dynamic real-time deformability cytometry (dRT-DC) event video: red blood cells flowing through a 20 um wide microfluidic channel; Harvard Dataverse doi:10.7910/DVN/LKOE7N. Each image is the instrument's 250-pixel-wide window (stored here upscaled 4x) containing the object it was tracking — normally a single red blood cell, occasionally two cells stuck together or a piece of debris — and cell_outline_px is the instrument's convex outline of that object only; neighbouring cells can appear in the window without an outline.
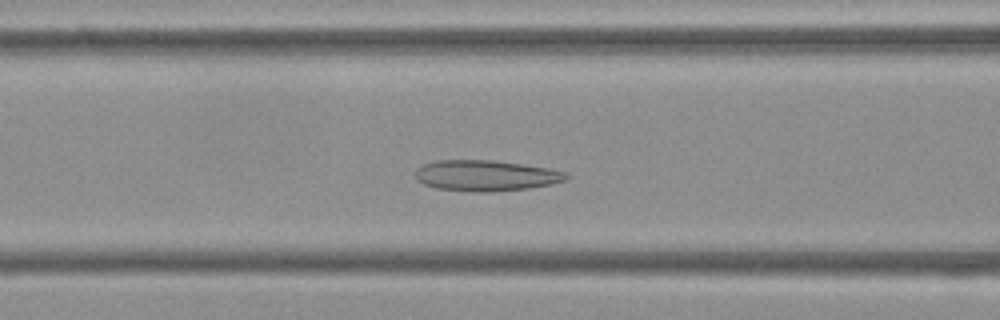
{"species": "Egyptian fruit bat (a non-hibernating species)", "species_latin": "Rousettus aegyptiacus", "temperature_condition": "cold", "stored_images_in_passage": 39, "camera_frame_rate_fps": 3000, "um_per_image_px": 0.085, "frame": {"image": 1, "passage_image": 7, "time_ms": 2.0, "image_size_px": [1000, 320], "cell_outline_px": [[568, 176], [564, 180], [552, 184], [528, 188], [492, 192], [476, 192], [436, 188], [424, 184], [416, 180], [416, 168], [424, 164], [436, 160], [492, 160], [548, 168], [564, 172]], "centroid_in_image_um": [41.25, 14.93], "position_along_channel_um": 125.4, "area_um2": 26.93}}
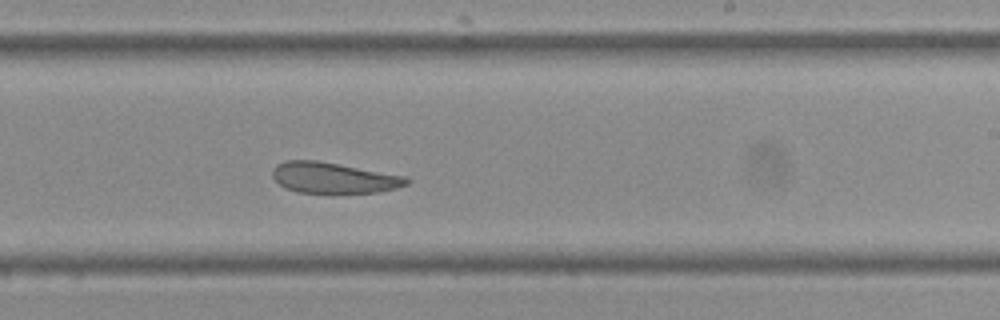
{"frame": {"image": 2, "passage_image": 18, "time_ms": 5.667, "image_size_px": [1000, 320], "cell_outline_px": [[412, 180], [408, 184], [396, 188], [376, 192], [300, 192], [288, 188], [280, 184], [272, 176], [272, 168], [276, 164], [284, 160], [316, 160], [408, 176]], "centroid_in_image_um": [28.38, 15.09], "position_along_channel_um": 260.6, "area_um2": 23.93}}
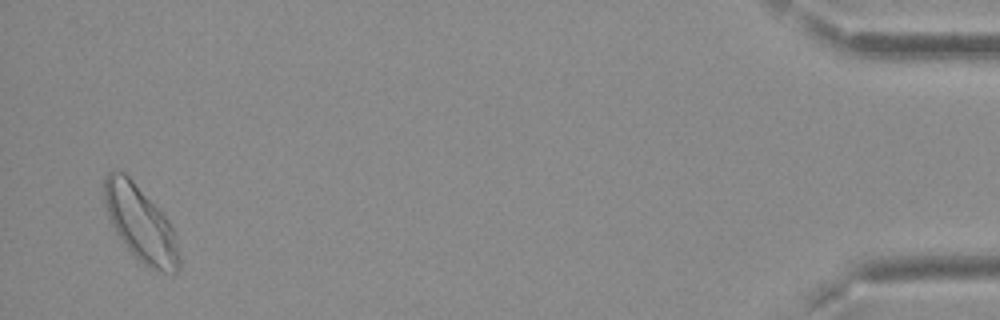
{"frame": {"image": 3, "passage_image": 38, "time_ms": 12.333, "image_size_px": [1000, 320], "cell_outline_px": [[180, 268], [176, 272], [164, 272], [148, 268], [120, 240], [100, 200], [104, 176], [112, 168], [124, 172], [132, 180], [168, 220], [176, 236], [180, 260]], "centroid_in_image_um": [11.87, 18.96], "position_along_channel_um": 423.3, "area_um2": 33.12}, "authors_computed_cell_mechanics": {"area_um2": 26.6458, "velocity_mm_per_s": 3.7015, "shape_relaxation_time_tau1_ms": null, "shape_relaxation_time_tau2_ms": 2.7849, "deformation_change_tau1": null, "deformation_change_tau2": 0.0939}}